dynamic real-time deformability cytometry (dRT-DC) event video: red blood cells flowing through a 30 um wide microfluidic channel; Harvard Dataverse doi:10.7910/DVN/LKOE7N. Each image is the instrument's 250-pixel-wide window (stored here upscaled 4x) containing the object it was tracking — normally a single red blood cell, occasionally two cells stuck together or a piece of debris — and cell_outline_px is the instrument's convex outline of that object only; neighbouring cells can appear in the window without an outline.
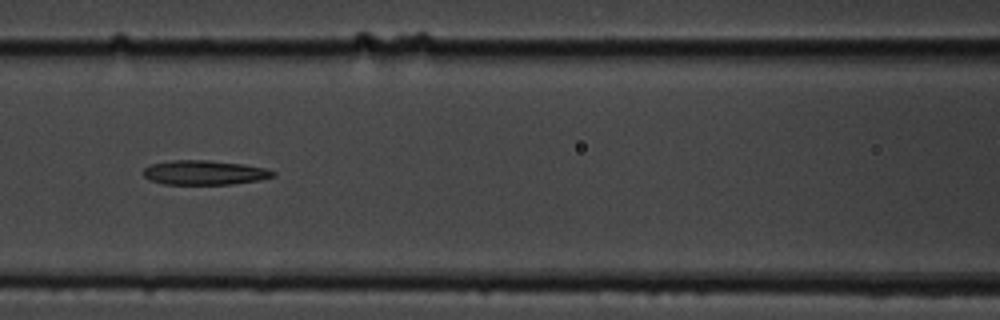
{"species": "common noctule bat (a hibernating species)", "species_latin": "Nyctalus noctula", "temperature_condition": "cold", "stored_images_in_passage": 9, "camera_frame_rate_fps": 3000, "um_per_image_px": 0.085, "animal": {"sex": "male", "body_mass_g": 19.5, "forearm_length_mm": 54.6}, "frame": {"image": 1, "passage_image": 6, "time_ms": 6.0, "image_size_px": [1000, 320], "cell_outline_px": [[276, 176], [260, 180], [232, 184], [164, 184], [148, 180], [144, 176], [144, 168], [148, 164], [172, 160], [208, 160], [244, 164], [268, 168], [276, 172]], "centroid_in_image_um": [17.4, 14.66], "position_along_channel_um": 149.2, "area_um2": 18.73}}
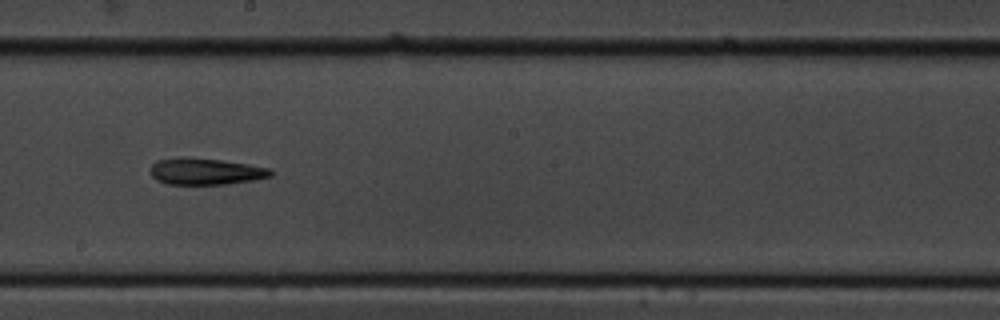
{"frame": {"image": 2, "passage_image": 8, "time_ms": 8.333, "image_size_px": [1000, 320], "cell_outline_px": [[272, 176], [252, 180], [228, 184], [168, 184], [156, 180], [152, 176], [152, 164], [156, 160], [180, 156], [188, 156], [220, 160], [248, 164], [268, 168], [272, 172]], "centroid_in_image_um": [17.44, 14.56], "position_along_channel_um": 230.8, "area_um2": 18.67}}
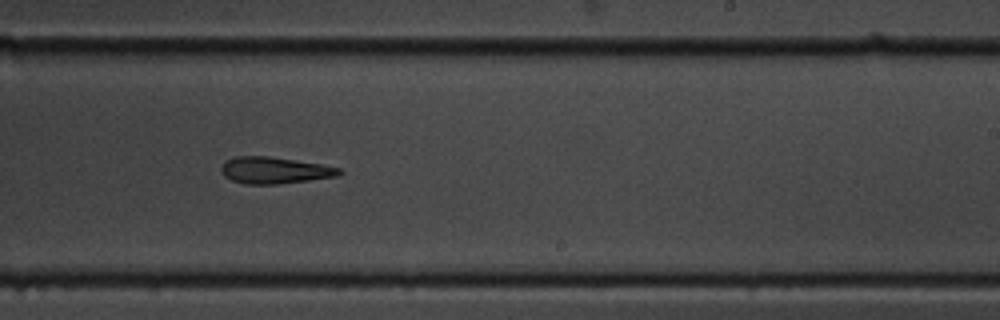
{"frame": {"image": 3, "passage_image": 9, "time_ms": 9.333, "image_size_px": [1000, 320], "cell_outline_px": [[344, 172], [336, 176], [308, 180], [276, 184], [244, 184], [232, 180], [224, 176], [220, 168], [224, 160], [236, 156], [268, 156], [320, 164], [340, 168]], "centroid_in_image_um": [23.29, 14.47], "position_along_channel_um": 265.7, "area_um2": 18.21}}